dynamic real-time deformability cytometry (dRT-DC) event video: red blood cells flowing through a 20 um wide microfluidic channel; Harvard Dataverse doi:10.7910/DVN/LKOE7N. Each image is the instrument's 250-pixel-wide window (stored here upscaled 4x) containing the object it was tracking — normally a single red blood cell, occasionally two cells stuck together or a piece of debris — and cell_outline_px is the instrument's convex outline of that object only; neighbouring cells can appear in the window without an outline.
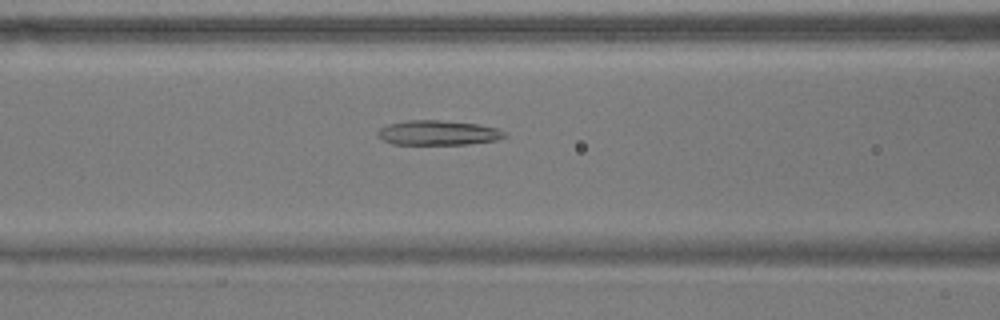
{"species": "common noctule bat (a hibernating species)", "species_latin": "Nyctalus noctula", "temperature_condition": "warm", "stored_images_in_passage": 42, "camera_frame_rate_fps": 3000, "um_per_image_px": 0.085, "animal": {"sex": "male", "body_mass_g": 17.9}, "frame": {"image": 1, "passage_image": 11, "time_ms": 3.333, "image_size_px": [1000, 320], "cell_outline_px": [[508, 136], [496, 140], [468, 144], [392, 144], [376, 136], [376, 132], [380, 128], [388, 124], [408, 120], [440, 120], [476, 124], [496, 128], [508, 132]], "centroid_in_image_um": [37.24, 11.29], "position_along_channel_um": 129.4, "area_um2": 18.32}}
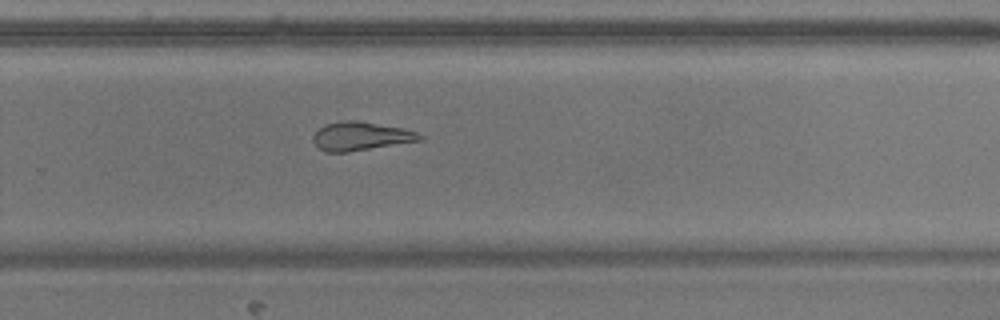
{"frame": {"image": 2, "passage_image": 25, "time_ms": 8.0, "image_size_px": [1000, 320], "cell_outline_px": [[424, 140], [348, 152], [324, 152], [312, 140], [312, 136], [324, 124], [344, 120], [356, 120], [404, 128], [416, 132], [424, 136]], "centroid_in_image_um": [30.68, 11.57], "position_along_channel_um": 299.1, "area_um2": 17.86}}
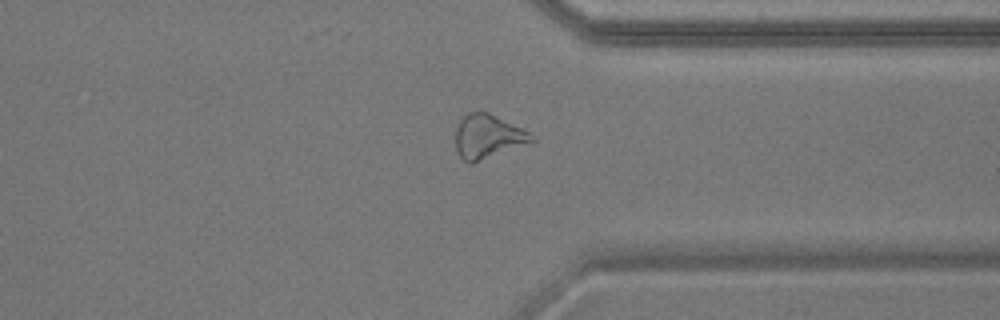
{"frame": {"image": 3, "passage_image": 31, "time_ms": 10.0, "image_size_px": [1000, 320], "cell_outline_px": [[536, 140], [472, 164], [468, 164], [456, 152], [456, 128], [460, 120], [468, 112], [488, 112], [536, 136]], "centroid_in_image_um": [41.44, 11.62], "position_along_channel_um": 370.0, "area_um2": 19.25}, "authors_computed_cell_mechanics": {"area_um2": 18.9584, "velocity_mm_per_s": 3.6488, "shape_relaxation_time_tau1_ms": null, "shape_relaxation_time_tau2_ms": 3.7566, "deformation_change_tau1": null, "deformation_change_tau2": 0.1454}}